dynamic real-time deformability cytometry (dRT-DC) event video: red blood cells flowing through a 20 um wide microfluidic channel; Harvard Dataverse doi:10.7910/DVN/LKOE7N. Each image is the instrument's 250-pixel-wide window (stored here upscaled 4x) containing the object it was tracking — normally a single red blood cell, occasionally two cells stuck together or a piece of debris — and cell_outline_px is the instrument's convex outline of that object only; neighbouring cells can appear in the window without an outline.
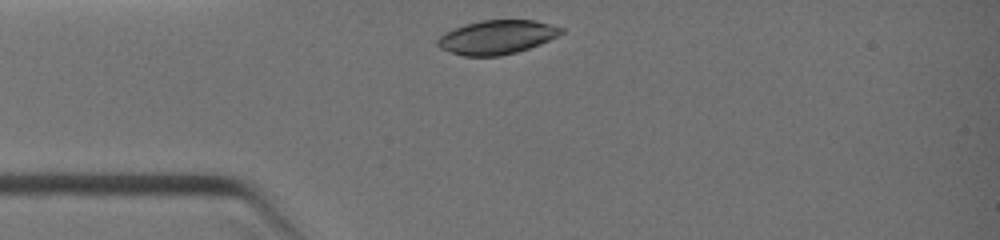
{"species": "common noctule bat (a hibernating species)", "species_latin": "Nyctalus noctula", "temperature_condition": "warm", "stored_images_in_passage": 3, "camera_frame_rate_fps": 3000, "um_per_image_px": 0.085, "animal": {"sex": "female", "body_mass_g": 19.0, "forearm_length_mm": 51.5}, "frame": {"image": 1, "passage_image": 1, "time_ms": 0.0, "image_size_px": [1000, 240], "cell_outline_px": [[564, 32], [540, 44], [516, 52], [500, 56], [464, 56], [440, 48], [436, 44], [436, 40], [444, 32], [480, 20], [536, 20], [564, 28]], "centroid_in_image_um": [42.23, 3.16], "position_along_channel_um": 42.8, "area_um2": 24.28}}
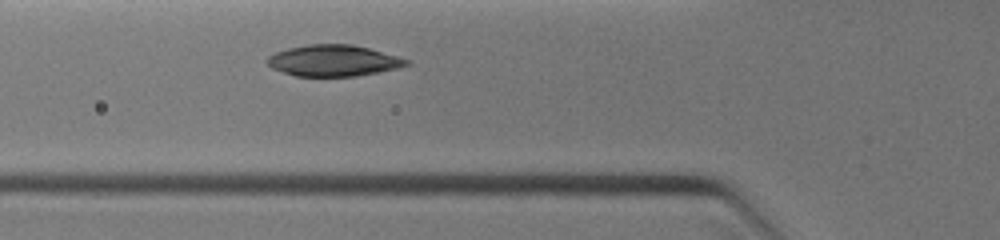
{"frame": {"image": 2, "passage_image": 3, "time_ms": 1.333, "image_size_px": [1000, 240], "cell_outline_px": [[412, 64], [380, 72], [356, 76], [296, 76], [272, 68], [264, 60], [268, 56], [276, 52], [288, 48], [308, 44], [352, 44], [368, 48], [396, 56], [408, 60]], "centroid_in_image_um": [28.32, 5.15], "position_along_channel_um": 97.5, "area_um2": 25.26}}